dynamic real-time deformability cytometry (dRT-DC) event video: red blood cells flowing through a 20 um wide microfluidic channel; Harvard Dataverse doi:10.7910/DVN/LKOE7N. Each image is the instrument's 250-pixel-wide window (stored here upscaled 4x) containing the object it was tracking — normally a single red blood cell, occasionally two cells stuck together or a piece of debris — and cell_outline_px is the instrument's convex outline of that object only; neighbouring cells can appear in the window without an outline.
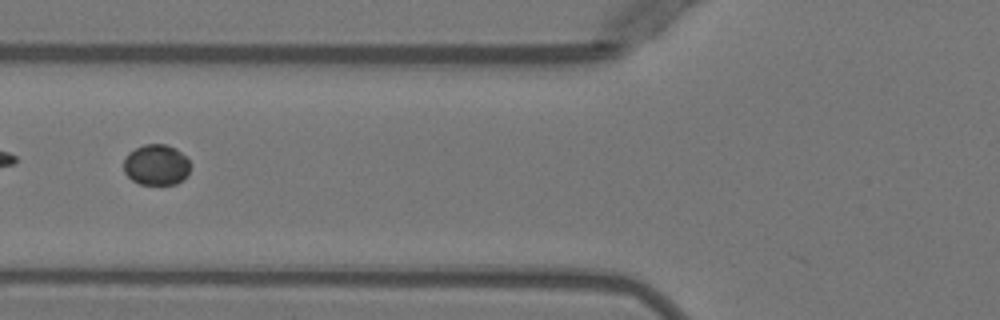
{"species": "Egyptian fruit bat (a non-hibernating species)", "species_latin": "Rousettus aegyptiacus", "temperature_condition": "warm", "stored_images_in_passage": 6, "camera_frame_rate_fps": 3000, "um_per_image_px": 0.085, "animal": {"sex": "female"}, "frame": {"image": 1, "passage_image": 5, "time_ms": 5.667, "image_size_px": [1000, 320], "cell_outline_px": [[188, 172], [176, 184], [140, 184], [132, 180], [124, 172], [124, 156], [128, 152], [144, 144], [164, 144], [176, 148], [188, 160]], "centroid_in_image_um": [13.23, 14.0], "position_along_channel_um": 112.6, "area_um2": 15.61}}
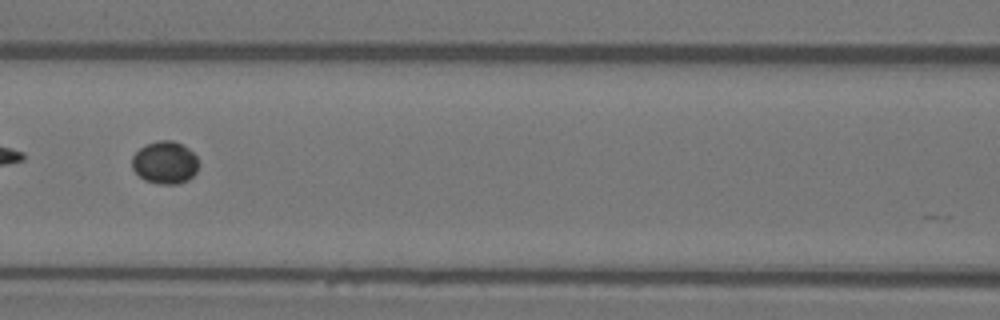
{"frame": {"image": 2, "passage_image": 6, "time_ms": 6.667, "image_size_px": [1000, 320], "cell_outline_px": [[196, 172], [188, 180], [176, 184], [160, 184], [144, 180], [132, 168], [132, 156], [144, 144], [160, 140], [172, 140], [188, 148], [196, 156]], "centroid_in_image_um": [13.99, 13.81], "position_along_channel_um": 152.6, "area_um2": 16.36}}